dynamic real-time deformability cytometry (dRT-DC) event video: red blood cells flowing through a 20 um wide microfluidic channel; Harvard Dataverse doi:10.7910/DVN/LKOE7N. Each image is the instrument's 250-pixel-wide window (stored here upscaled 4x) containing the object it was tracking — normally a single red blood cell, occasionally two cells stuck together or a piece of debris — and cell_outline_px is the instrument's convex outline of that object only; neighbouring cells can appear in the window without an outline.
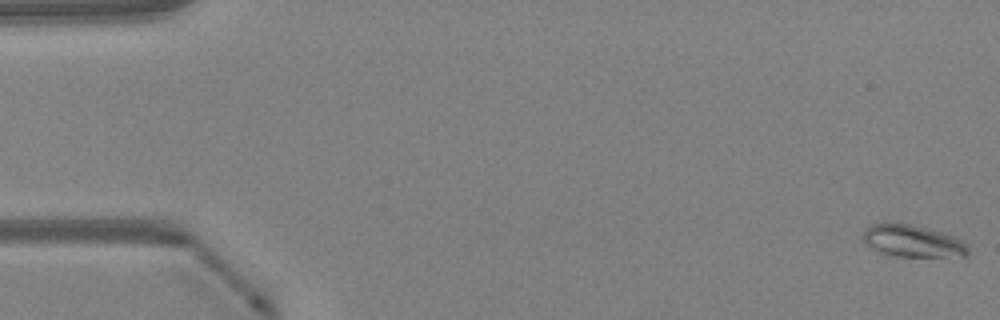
{"species": "Egyptian fruit bat (a non-hibernating species)", "species_latin": "Rousettus aegyptiacus", "temperature_condition": "warm", "stored_images_in_passage": 49, "camera_frame_rate_fps": 3000, "um_per_image_px": 0.085, "animal": {"sex": "female"}, "frame": {"image": 1, "passage_image": 1, "time_ms": 0.0, "image_size_px": [1000, 320], "cell_outline_px": [[968, 256], [896, 256], [880, 252], [872, 248], [864, 240], [864, 228], [868, 224], [880, 220], [892, 220], [912, 224], [928, 228], [952, 236], [960, 240], [968, 248]], "centroid_in_image_um": [77.47, 20.42], "position_along_channel_um": 7.5, "area_um2": 19.94}}
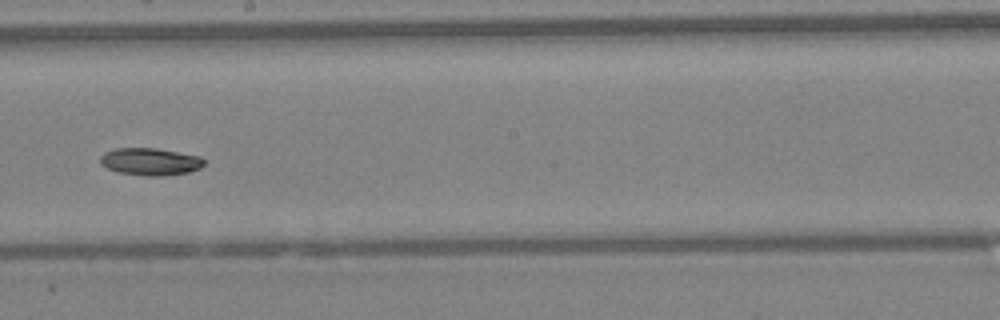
{"frame": {"image": 2, "passage_image": 28, "time_ms": 9.0, "image_size_px": [1000, 320], "cell_outline_px": [[204, 164], [200, 168], [188, 172], [164, 176], [148, 176], [116, 172], [100, 164], [100, 156], [104, 152], [116, 148], [156, 148], [200, 156], [204, 160]], "centroid_in_image_um": [12.75, 13.74], "position_along_channel_um": 235.5, "area_um2": 16.59}}
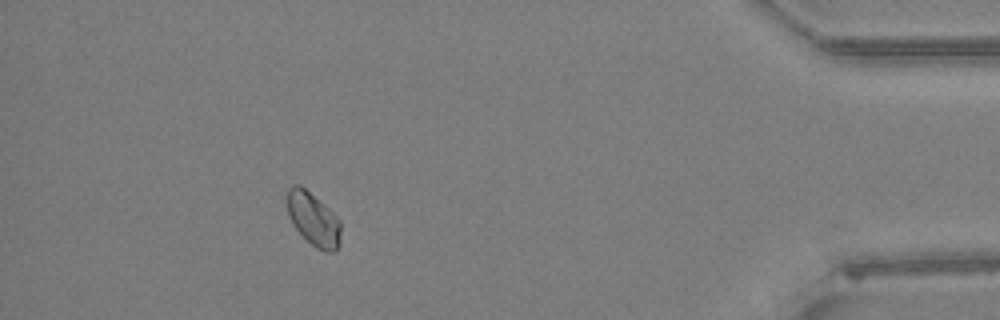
{"frame": {"image": 3, "passage_image": 44, "time_ms": 14.333, "image_size_px": [1000, 320], "cell_outline_px": [[340, 232], [336, 252], [324, 252], [316, 248], [292, 224], [288, 216], [288, 188], [292, 184], [300, 184], [324, 204], [340, 220]], "centroid_in_image_um": [26.63, 18.62], "position_along_channel_um": 408.6, "area_um2": 16.42}, "authors_computed_cell_mechanics": {"area_um2": 16.8198, "velocity_mm_per_s": 4.2529, "shape_relaxation_time_tau1_ms": 2.3047, "shape_relaxation_time_tau2_ms": null, "deformation_change_tau1": 0.0604, "deformation_change_tau2": null}}